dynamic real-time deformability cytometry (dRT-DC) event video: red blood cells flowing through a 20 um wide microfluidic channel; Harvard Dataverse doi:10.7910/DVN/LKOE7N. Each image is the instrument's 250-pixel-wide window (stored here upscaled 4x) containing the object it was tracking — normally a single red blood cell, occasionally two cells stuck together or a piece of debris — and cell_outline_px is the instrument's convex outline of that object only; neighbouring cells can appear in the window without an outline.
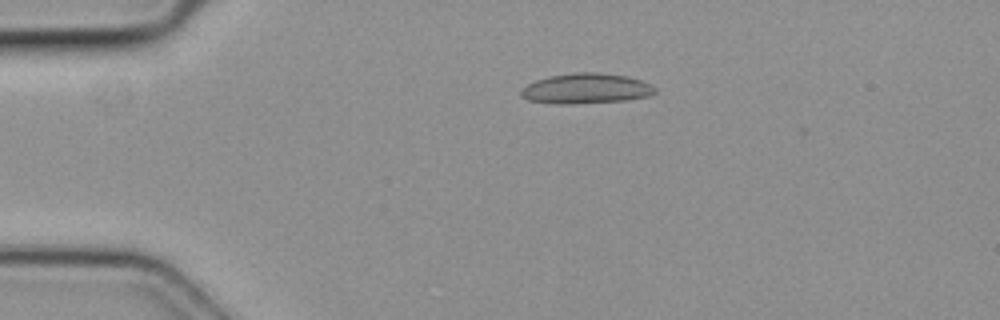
{"species": "common noctule bat (a hibernating species)", "species_latin": "Nyctalus noctula", "temperature_condition": "cold", "stored_images_in_passage": 2, "camera_frame_rate_fps": 3000, "um_per_image_px": 0.085, "animal": {"sex": "female", "body_mass_g": 19.3, "forearm_length_mm": 54.1}, "frame": {"image": 1, "passage_image": 1, "time_ms": 0.0, "image_size_px": [1000, 320], "cell_outline_px": [[656, 92], [648, 96], [628, 100], [564, 104], [556, 104], [528, 100], [520, 96], [520, 92], [528, 84], [536, 80], [548, 76], [576, 72], [600, 72], [628, 76], [640, 80], [656, 88]], "centroid_in_image_um": [49.81, 7.52], "position_along_channel_um": 35.2, "area_um2": 23.58}}